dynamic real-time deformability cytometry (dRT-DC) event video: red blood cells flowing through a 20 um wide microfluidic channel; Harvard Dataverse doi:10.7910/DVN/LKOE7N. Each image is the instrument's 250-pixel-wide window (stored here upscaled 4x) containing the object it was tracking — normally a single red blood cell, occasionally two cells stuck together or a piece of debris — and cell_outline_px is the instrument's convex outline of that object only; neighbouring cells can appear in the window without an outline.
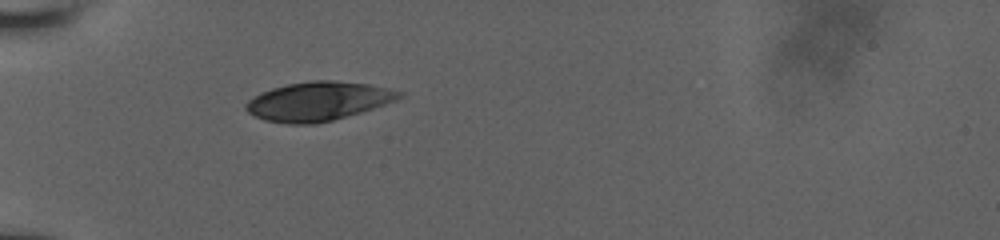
{"species": "human", "species_latin": "Homo sapiens", "temperature_condition": "room temperature", "stored_images_in_passage": 23, "camera_frame_rate_fps": 3000, "um_per_image_px": 0.085, "donor": {"sex": "male"}, "frame": {"image": 1, "passage_image": 1, "time_ms": 0.0, "image_size_px": [1000, 240], "cell_outline_px": [[404, 96], [396, 100], [360, 112], [332, 120], [316, 124], [288, 124], [264, 120], [248, 112], [244, 108], [244, 104], [248, 100], [260, 92], [272, 88], [288, 84], [312, 80], [336, 80], [368, 84], [388, 88], [404, 92]], "centroid_in_image_um": [27.02, 8.6], "position_along_channel_um": 58.0, "area_um2": 34.74}}
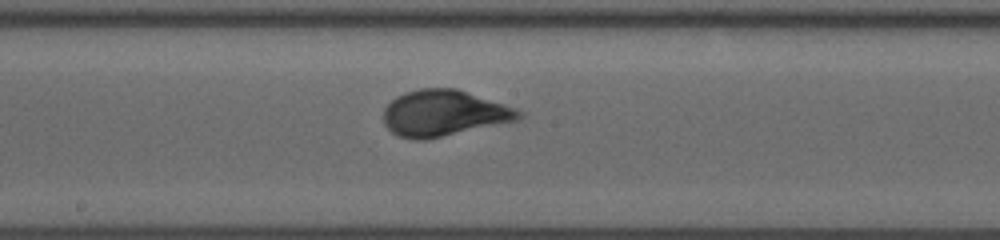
{"frame": {"image": 2, "passage_image": 14, "time_ms": 4.333, "image_size_px": [1000, 240], "cell_outline_px": [[524, 116], [516, 120], [424, 140], [416, 140], [396, 136], [384, 124], [384, 108], [396, 96], [404, 92], [420, 88], [456, 88], [516, 108], [524, 112]], "centroid_in_image_um": [37.7, 9.61], "position_along_channel_um": 210.5, "area_um2": 36.13}}
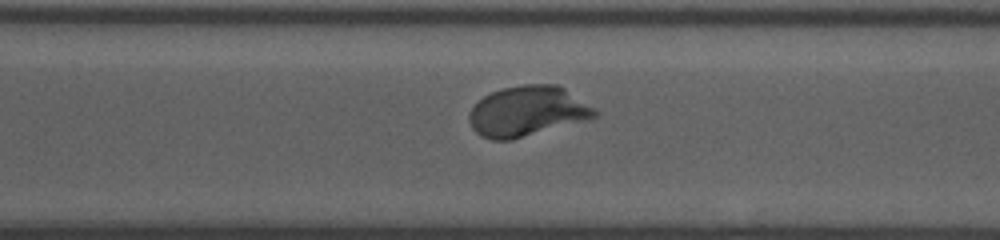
{"frame": {"image": 3, "passage_image": 23, "time_ms": 7.333, "image_size_px": [1000, 240], "cell_outline_px": [[600, 112], [596, 116], [584, 120], [512, 140], [492, 140], [480, 136], [472, 128], [468, 120], [468, 112], [484, 96], [492, 92], [504, 88], [524, 84], [560, 84]], "centroid_in_image_um": [44.81, 9.45], "position_along_channel_um": 325.8, "area_um2": 36.7}}